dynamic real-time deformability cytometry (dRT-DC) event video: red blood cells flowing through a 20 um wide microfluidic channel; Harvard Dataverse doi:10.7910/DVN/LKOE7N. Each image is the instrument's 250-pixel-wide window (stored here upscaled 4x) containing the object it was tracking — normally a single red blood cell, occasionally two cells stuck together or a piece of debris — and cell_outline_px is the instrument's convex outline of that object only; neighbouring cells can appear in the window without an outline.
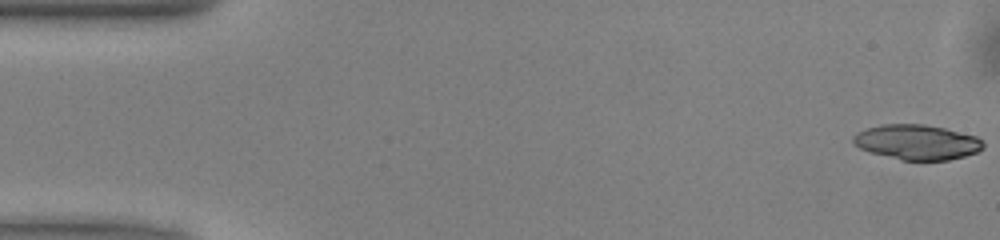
{"species": "common noctule bat (a hibernating species)", "species_latin": "Nyctalus noctula", "temperature_condition": "warm", "stored_images_in_passage": 50, "camera_frame_rate_fps": 3000, "um_per_image_px": 0.085, "animal": {"sex": "male", "body_mass_g": 13.0, "forearm_length_mm": 53.1}, "frame": {"image": 1, "passage_image": 1, "time_ms": 0.0, "image_size_px": [1000, 240], "cell_outline_px": [[984, 148], [976, 152], [964, 156], [948, 160], [900, 160], [868, 152], [852, 144], [852, 136], [856, 132], [880, 124], [924, 124], [944, 128], [976, 136], [984, 144]], "centroid_in_image_um": [77.89, 12.08], "position_along_channel_um": 7.1, "area_um2": 26.65}}
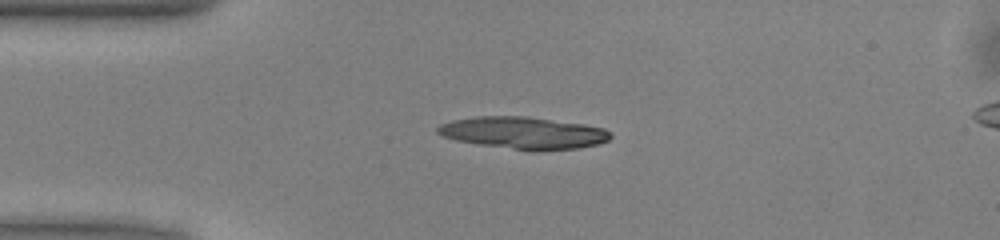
{"frame": {"image": 2, "passage_image": 12, "time_ms": 3.667, "image_size_px": [1000, 240], "cell_outline_px": [[612, 136], [608, 140], [596, 144], [580, 148], [536, 152], [532, 152], [480, 144], [456, 140], [444, 136], [436, 132], [436, 128], [440, 124], [452, 120], [476, 116], [528, 116], [584, 124], [604, 128], [612, 132]], "centroid_in_image_um": [44.52, 11.3], "position_along_channel_um": 40.5, "area_um2": 32.66}, "authors_computed_cell_mechanics": {"area_um2": 27.1371, "velocity_mm_per_s": 4.0561, "shape_relaxation_time_tau1_ms": 0.4749, "shape_relaxation_time_tau2_ms": null, "deformation_change_tau1": 0.2242, "deformation_change_tau2": null}}